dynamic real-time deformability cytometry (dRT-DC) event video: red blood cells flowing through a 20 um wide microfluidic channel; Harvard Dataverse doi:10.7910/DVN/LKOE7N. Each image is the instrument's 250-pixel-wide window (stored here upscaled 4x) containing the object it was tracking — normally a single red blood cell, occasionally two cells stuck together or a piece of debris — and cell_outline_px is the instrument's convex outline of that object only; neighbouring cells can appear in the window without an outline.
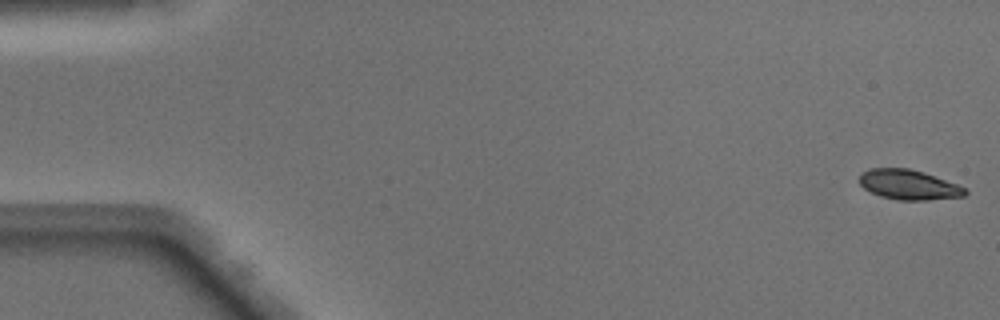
{"species": "Egyptian fruit bat (a non-hibernating species)", "species_latin": "Rousettus aegyptiacus", "temperature_condition": "warm", "stored_images_in_passage": 49, "camera_frame_rate_fps": 3000, "um_per_image_px": 0.085, "animal": {"sex": "male"}, "frame": {"image": 1, "passage_image": 1, "time_ms": 0.0, "image_size_px": [1000, 320], "cell_outline_px": [[968, 192], [964, 196], [928, 200], [900, 200], [880, 196], [864, 188], [860, 184], [860, 176], [864, 172], [872, 168], [908, 168], [924, 172], [956, 184], [964, 188]], "centroid_in_image_um": [77.25, 15.7], "position_along_channel_um": 7.8, "area_um2": 18.15}}
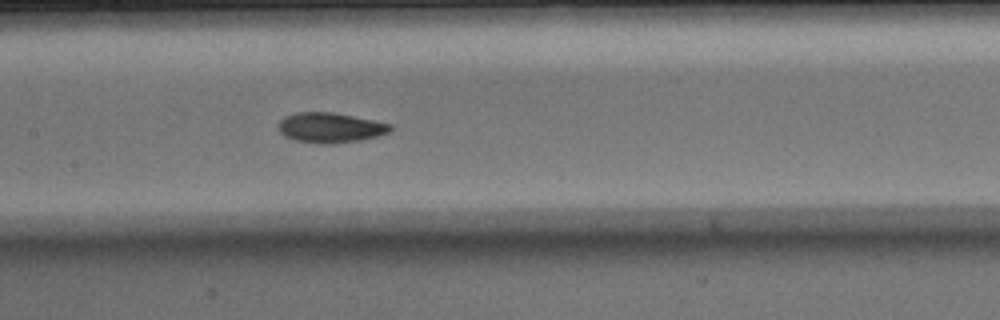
{"frame": {"image": 2, "passage_image": 24, "time_ms": 7.667, "image_size_px": [1000, 320], "cell_outline_px": [[392, 128], [388, 132], [376, 136], [360, 140], [332, 144], [316, 144], [296, 140], [284, 136], [280, 132], [276, 124], [284, 116], [296, 112], [332, 112], [392, 124]], "centroid_in_image_um": [28.01, 10.85], "position_along_channel_um": 179.4, "area_um2": 19.65}}
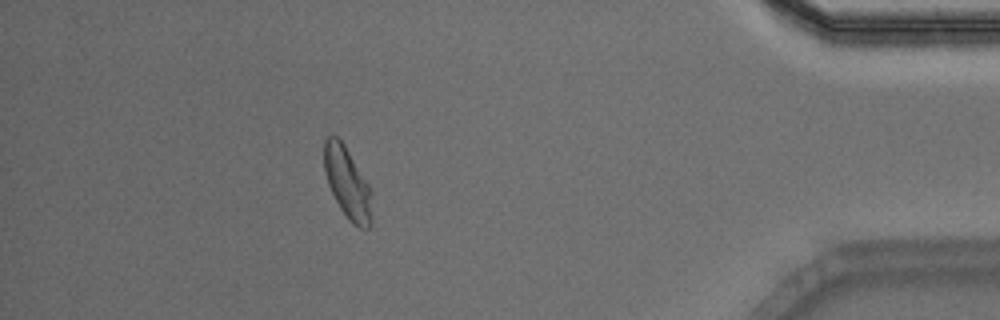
{"frame": {"image": 3, "passage_image": 44, "time_ms": 14.333, "image_size_px": [1000, 320], "cell_outline_px": [[372, 220], [368, 228], [360, 228], [352, 224], [348, 220], [340, 208], [328, 184], [324, 172], [324, 140], [328, 136], [336, 136], [344, 144], [368, 184], [372, 192]], "centroid_in_image_um": [29.54, 15.58], "position_along_channel_um": 405.7, "area_um2": 19.83}, "authors_computed_cell_mechanics": {"area_um2": 19.5364, "velocity_mm_per_s": 4.1015, "shape_relaxation_time_tau1_ms": 3.574, "shape_relaxation_time_tau2_ms": 2.1014, "deformation_change_tau1": 0.1393, "deformation_change_tau2": 0.0682}}